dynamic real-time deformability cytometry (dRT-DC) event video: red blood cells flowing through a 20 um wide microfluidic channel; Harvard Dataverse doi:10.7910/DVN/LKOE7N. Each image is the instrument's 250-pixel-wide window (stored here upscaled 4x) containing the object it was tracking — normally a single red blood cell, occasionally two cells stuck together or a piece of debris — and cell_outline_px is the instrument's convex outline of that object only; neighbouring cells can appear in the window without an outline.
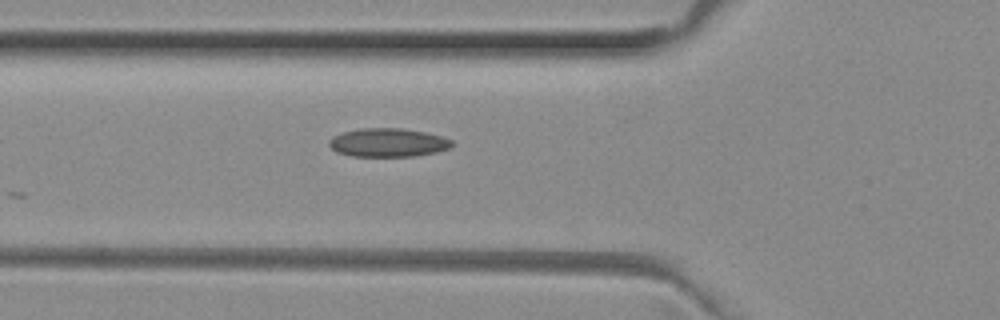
{"species": "common noctule bat (a hibernating species)", "species_latin": "Nyctalus noctula", "temperature_condition": "room temperature", "stored_images_in_passage": 8, "camera_frame_rate_fps": 3000, "um_per_image_px": 0.085, "animal": {"sex": "female", "body_mass_g": 29.2, "forearm_length_mm": 56.3}, "frame": {"image": 1, "passage_image": 4, "time_ms": 1.0, "image_size_px": [1000, 320], "cell_outline_px": [[452, 144], [448, 148], [436, 152], [416, 156], [352, 156], [336, 152], [328, 144], [328, 140], [332, 136], [344, 132], [360, 128], [404, 128], [424, 132], [440, 136], [452, 140]], "centroid_in_image_um": [32.94, 12.12], "position_along_channel_um": 92.9, "area_um2": 20.4}}